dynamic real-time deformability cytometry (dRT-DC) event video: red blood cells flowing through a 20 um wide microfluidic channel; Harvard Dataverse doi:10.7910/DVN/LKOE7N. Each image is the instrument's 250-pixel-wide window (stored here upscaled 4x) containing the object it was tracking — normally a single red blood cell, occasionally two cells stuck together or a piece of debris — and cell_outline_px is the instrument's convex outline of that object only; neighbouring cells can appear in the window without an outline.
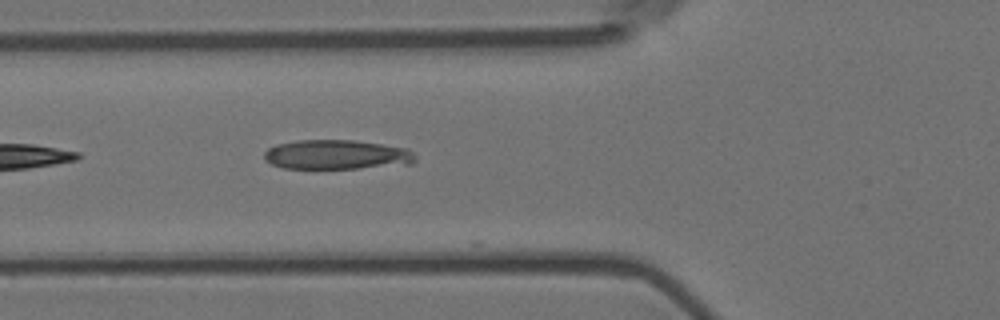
{"species": "Egyptian fruit bat (a non-hibernating species)", "species_latin": "Rousettus aegyptiacus", "temperature_condition": "room temperature", "stored_images_in_passage": 5, "camera_frame_rate_fps": 3000, "um_per_image_px": 0.085, "animal": {"sex": "female"}, "frame": {"image": 1, "passage_image": 5, "time_ms": 1.333, "image_size_px": [1000, 320], "cell_outline_px": [[416, 160], [412, 164], [360, 168], [284, 168], [272, 164], [264, 160], [264, 152], [268, 148], [276, 144], [300, 140], [352, 140], [408, 148], [416, 156]], "centroid_in_image_um": [28.63, 13.15], "position_along_channel_um": 97.2, "area_um2": 26.01}}